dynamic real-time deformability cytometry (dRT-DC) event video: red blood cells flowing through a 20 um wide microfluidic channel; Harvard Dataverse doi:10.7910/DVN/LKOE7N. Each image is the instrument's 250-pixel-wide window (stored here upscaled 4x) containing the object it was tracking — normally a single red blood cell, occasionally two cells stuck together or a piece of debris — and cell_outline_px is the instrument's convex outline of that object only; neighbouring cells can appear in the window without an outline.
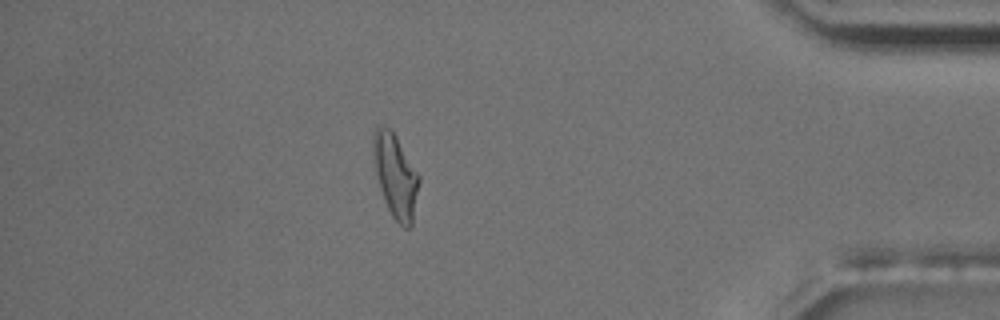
{"species": "common noctule bat (a hibernating species)", "species_latin": "Nyctalus noctula", "temperature_condition": "room temperature", "stored_images_in_passage": 17, "camera_frame_rate_fps": 3000, "um_per_image_px": 0.085, "animal": {"sex": "male", "body_mass_g": 17.5, "forearm_length_mm": 52.3}, "frame": {"image": 1, "passage_image": 15, "time_ms": 16.0, "image_size_px": [1000, 320], "cell_outline_px": [[420, 180], [412, 224], [408, 228], [404, 228], [392, 216], [388, 208], [380, 188], [372, 156], [372, 132], [376, 124], [380, 124], [388, 128], [396, 136], [420, 176]], "centroid_in_image_um": [33.59, 14.89], "position_along_channel_um": 401.6, "area_um2": 22.31}, "authors_computed_cell_mechanics": {"area_um2": 19.4786, "velocity_mm_per_s": 3.5526, "shape_relaxation_time_tau1_ms": 6.9777, "shape_relaxation_time_tau2_ms": 4.3841, "deformation_change_tau1": 0.2518, "deformation_change_tau2": 0.1007}}